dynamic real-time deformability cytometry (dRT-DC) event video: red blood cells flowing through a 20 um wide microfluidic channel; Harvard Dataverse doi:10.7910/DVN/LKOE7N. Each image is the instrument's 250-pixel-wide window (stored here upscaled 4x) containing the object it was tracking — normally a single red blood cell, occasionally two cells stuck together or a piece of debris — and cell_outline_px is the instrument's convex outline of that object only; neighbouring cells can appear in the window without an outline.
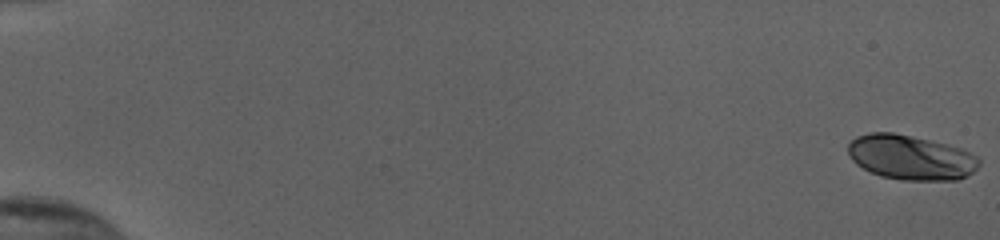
{"species": "human", "species_latin": "Homo sapiens", "temperature_condition": "cold", "stored_images_in_passage": 55, "camera_frame_rate_fps": 3000, "um_per_image_px": 0.085, "donor": {"sex": "female"}, "frame": {"image": 1, "passage_image": 1, "time_ms": 0.0, "image_size_px": [1000, 240], "cell_outline_px": [[980, 164], [968, 176], [956, 180], [900, 180], [880, 176], [856, 164], [852, 160], [848, 152], [848, 144], [856, 136], [868, 132], [892, 132], [912, 136], [960, 148], [976, 156], [980, 160]], "centroid_in_image_um": [77.39, 13.38], "position_along_channel_um": 7.6, "area_um2": 34.04}}
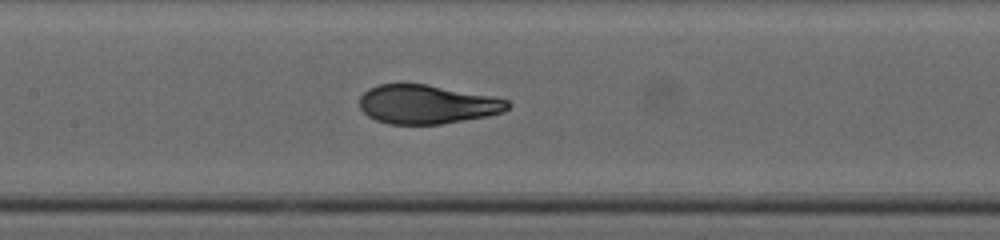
{"frame": {"image": 2, "passage_image": 29, "time_ms": 9.333, "image_size_px": [1000, 240], "cell_outline_px": [[512, 104], [504, 112], [488, 116], [440, 124], [388, 124], [376, 120], [368, 116], [360, 108], [360, 96], [368, 88], [380, 84], [428, 84], [496, 96], [508, 100]], "centroid_in_image_um": [36.34, 8.86], "position_along_channel_um": 171.1, "area_um2": 33.93}}
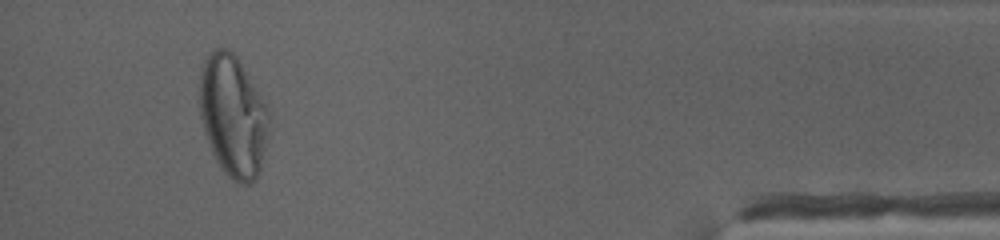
{"frame": {"image": 3, "passage_image": 52, "time_ms": 17.0, "image_size_px": [1000, 240], "cell_outline_px": [[268, 136], [260, 168], [256, 180], [248, 184], [240, 184], [228, 176], [224, 172], [216, 160], [212, 152], [204, 132], [200, 120], [200, 64], [216, 48], [228, 48], [236, 56], [264, 104], [268, 112]], "centroid_in_image_um": [19.77, 9.88], "position_along_channel_um": 415.4, "area_um2": 48.61}, "authors_computed_cell_mechanics": {"area_um2": 34.2754, "velocity_mm_per_s": 3.8702, "shape_relaxation_time_tau1_ms": 5.6564, "shape_relaxation_time_tau2_ms": null, "deformation_change_tau1": 0.2249, "deformation_change_tau2": null}}